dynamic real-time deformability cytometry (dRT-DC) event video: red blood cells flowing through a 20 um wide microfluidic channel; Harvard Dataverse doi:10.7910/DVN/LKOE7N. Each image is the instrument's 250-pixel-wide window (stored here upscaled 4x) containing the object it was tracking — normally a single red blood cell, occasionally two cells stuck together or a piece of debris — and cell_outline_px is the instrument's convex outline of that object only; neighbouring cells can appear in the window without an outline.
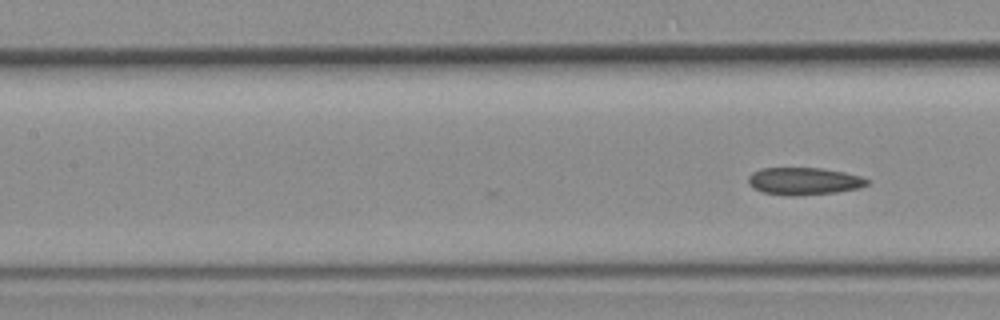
{"species": "common noctule bat (a hibernating species)", "species_latin": "Nyctalus noctula", "temperature_condition": "room temperature", "stored_images_in_passage": 18, "camera_frame_rate_fps": 3000, "um_per_image_px": 0.085, "animal": {"sex": "female", "body_mass_g": 19.3, "forearm_length_mm": 54.1}, "frame": {"image": 1, "passage_image": 18, "time_ms": 5.667, "image_size_px": [1000, 320], "cell_outline_px": [[868, 184], [860, 188], [836, 192], [796, 196], [792, 196], [764, 192], [752, 188], [748, 184], [748, 176], [752, 172], [760, 168], [820, 168], [844, 172], [860, 176], [868, 180]], "centroid_in_image_um": [68.3, 15.4], "position_along_channel_um": 139.1, "area_um2": 18.96}}